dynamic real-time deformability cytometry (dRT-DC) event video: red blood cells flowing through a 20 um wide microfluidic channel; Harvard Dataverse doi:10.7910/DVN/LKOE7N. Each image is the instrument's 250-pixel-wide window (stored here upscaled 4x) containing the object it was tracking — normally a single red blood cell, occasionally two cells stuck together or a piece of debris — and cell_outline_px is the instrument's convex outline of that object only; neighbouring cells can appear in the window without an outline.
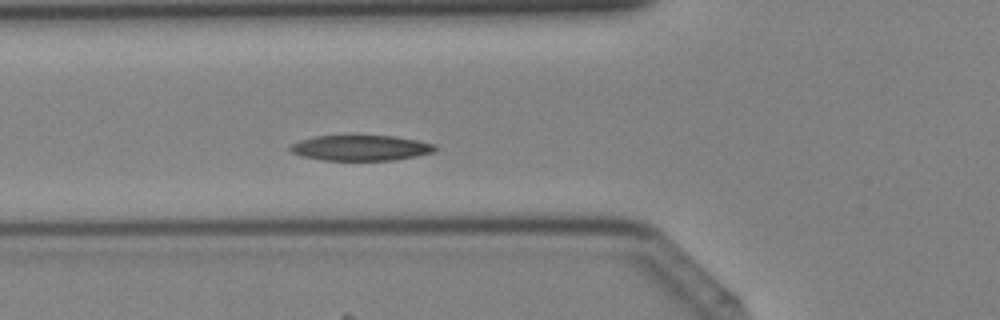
{"species": "Egyptian fruit bat (a non-hibernating species)", "species_latin": "Rousettus aegyptiacus", "temperature_condition": "cold", "stored_images_in_passage": 40, "camera_frame_rate_fps": 3000, "um_per_image_px": 0.085, "animal": {"sex": "female"}, "frame": {"image": 1, "passage_image": 14, "time_ms": 4.333, "image_size_px": [1000, 320], "cell_outline_px": [[436, 148], [432, 152], [416, 156], [396, 160], [324, 160], [300, 156], [292, 152], [288, 148], [292, 144], [300, 140], [316, 136], [392, 136], [416, 140], [436, 144]], "centroid_in_image_um": [30.65, 12.58], "position_along_channel_um": 95.2, "area_um2": 21.33}}
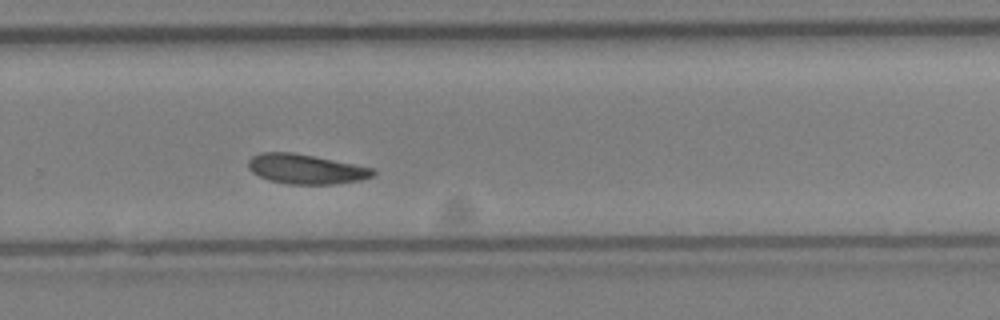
{"frame": {"image": 2, "passage_image": 27, "time_ms": 8.667, "image_size_px": [1000, 320], "cell_outline_px": [[376, 172], [372, 176], [360, 180], [332, 184], [288, 184], [268, 180], [252, 172], [248, 168], [248, 160], [252, 156], [260, 152], [292, 152], [372, 168]], "centroid_in_image_um": [25.94, 14.37], "position_along_channel_um": 303.9, "area_um2": 21.33}}
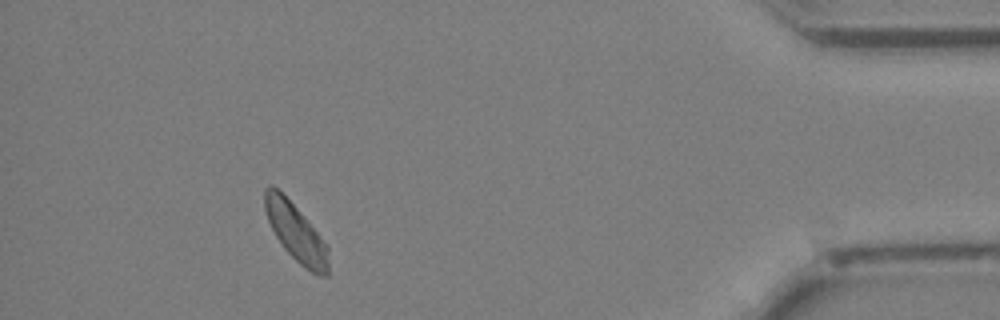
{"frame": {"image": 3, "passage_image": 37, "time_ms": 12.0, "image_size_px": [1000, 320], "cell_outline_px": [[328, 276], [320, 276], [304, 268], [284, 248], [276, 236], [268, 220], [264, 208], [264, 188], [268, 184], [272, 184], [296, 208], [316, 232], [328, 248]], "centroid_in_image_um": [25.12, 19.77], "position_along_channel_um": 410.1, "area_um2": 20.75}}